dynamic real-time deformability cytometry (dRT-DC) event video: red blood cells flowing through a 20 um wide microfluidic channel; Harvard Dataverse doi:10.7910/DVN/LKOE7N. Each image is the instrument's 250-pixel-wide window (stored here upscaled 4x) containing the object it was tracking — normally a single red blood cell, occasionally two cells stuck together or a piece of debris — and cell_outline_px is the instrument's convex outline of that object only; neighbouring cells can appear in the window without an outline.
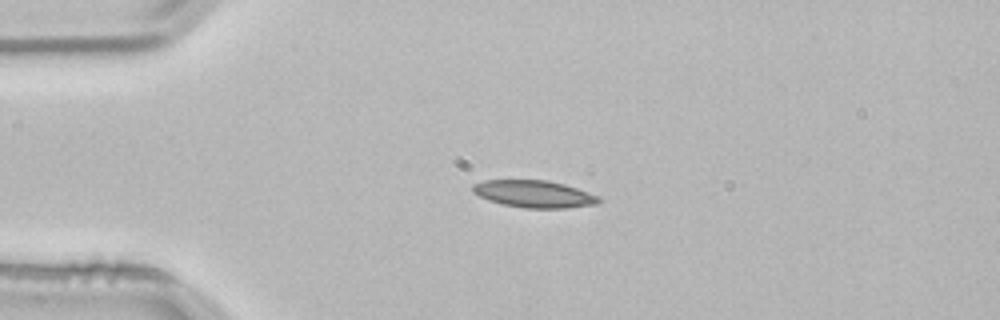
{"species": "common noctule bat (a hibernating species)", "species_latin": "Nyctalus noctula", "temperature_condition": "room temperature", "stored_images_in_passage": 3, "camera_frame_rate_fps": 3000, "um_per_image_px": 0.085, "animal": {"sex": "male", "body_mass_g": 21.5, "forearm_length_mm": 52.0}, "frame": {"image": 1, "passage_image": 2, "time_ms": 0.333, "image_size_px": [1000, 320], "cell_outline_px": [[600, 200], [596, 204], [564, 208], [524, 208], [504, 204], [480, 196], [472, 192], [472, 184], [484, 180], [548, 180], [564, 184], [600, 196]], "centroid_in_image_um": [45.4, 16.48], "position_along_channel_um": 39.6, "area_um2": 19.77}}
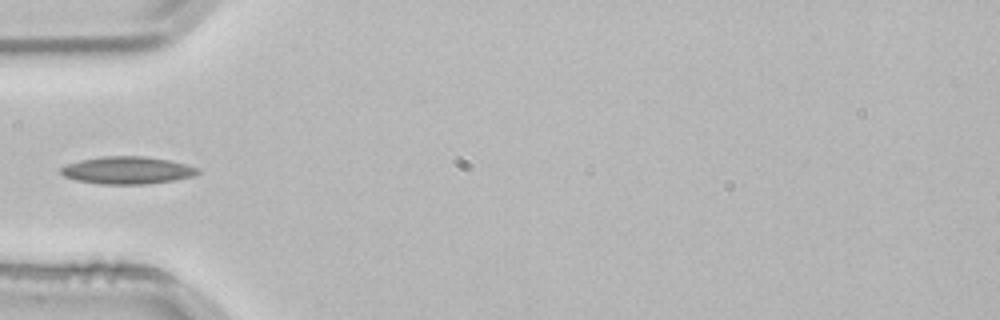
{"frame": {"image": 2, "passage_image": 3, "time_ms": 0.667, "image_size_px": [1000, 320], "cell_outline_px": [[200, 172], [192, 176], [172, 180], [144, 184], [100, 184], [76, 180], [64, 176], [60, 172], [60, 168], [68, 164], [80, 160], [104, 156], [144, 156], [168, 160], [200, 168]], "centroid_in_image_um": [10.8, 14.47], "position_along_channel_um": 74.2, "area_um2": 21.68}}